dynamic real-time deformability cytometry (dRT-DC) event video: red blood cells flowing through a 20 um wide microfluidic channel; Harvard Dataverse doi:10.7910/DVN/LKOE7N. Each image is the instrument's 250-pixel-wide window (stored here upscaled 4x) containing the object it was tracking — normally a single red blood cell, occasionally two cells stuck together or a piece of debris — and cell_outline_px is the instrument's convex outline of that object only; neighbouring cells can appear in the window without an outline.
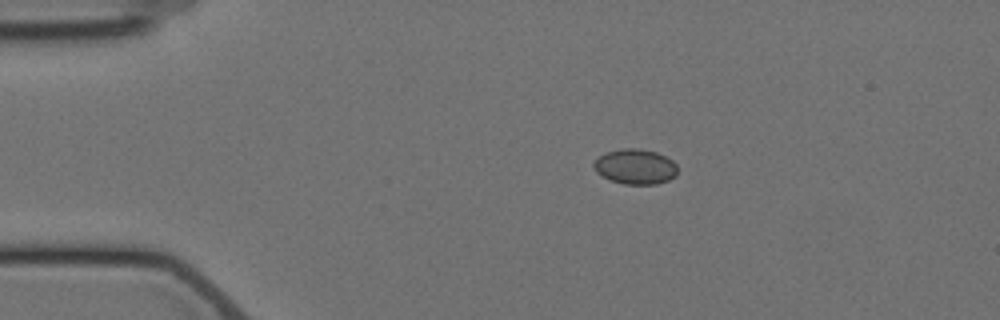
{"species": "Egyptian fruit bat (a non-hibernating species)", "species_latin": "Rousettus aegyptiacus", "temperature_condition": "cold", "stored_images_in_passage": 4, "camera_frame_rate_fps": 3000, "um_per_image_px": 0.085, "animal": {"sex": "female"}, "frame": {"image": 1, "passage_image": 1, "time_ms": 0.0, "image_size_px": [1000, 320], "cell_outline_px": [[676, 176], [668, 180], [656, 184], [624, 184], [612, 180], [596, 172], [592, 164], [604, 152], [620, 148], [640, 148], [656, 152], [672, 160], [676, 164]], "centroid_in_image_um": [53.99, 14.15], "position_along_channel_um": 31.0, "area_um2": 17.11}}
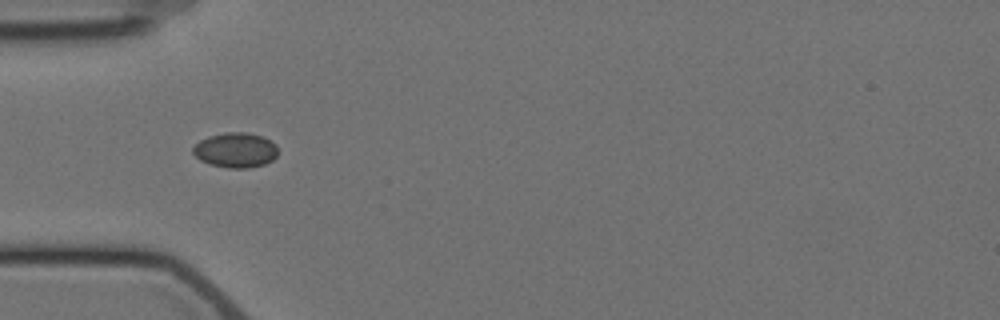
{"frame": {"image": 2, "passage_image": 3, "time_ms": 2.333, "image_size_px": [1000, 320], "cell_outline_px": [[276, 156], [272, 160], [264, 164], [248, 168], [228, 168], [212, 164], [200, 160], [192, 152], [192, 148], [200, 140], [208, 136], [224, 132], [248, 132], [260, 136], [276, 144]], "centroid_in_image_um": [20.0, 12.75], "position_along_channel_um": 65.0, "area_um2": 17.17}}
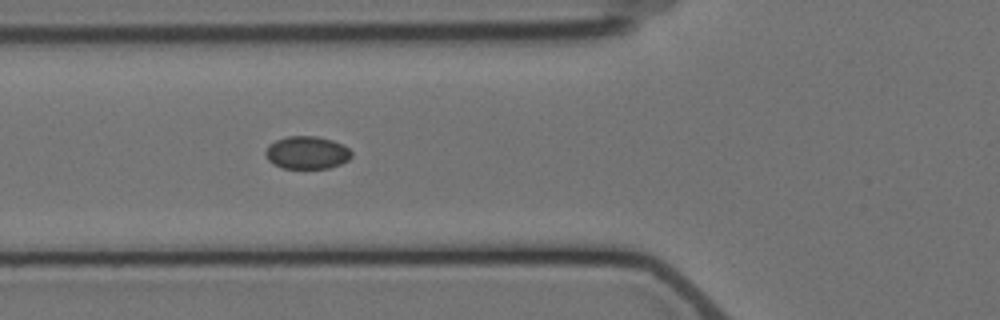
{"frame": {"image": 3, "passage_image": 4, "time_ms": 3.333, "image_size_px": [1000, 320], "cell_outline_px": [[352, 156], [348, 160], [340, 164], [328, 168], [284, 168], [272, 164], [268, 160], [264, 152], [268, 144], [276, 140], [288, 136], [316, 136], [332, 140], [348, 148], [352, 152]], "centroid_in_image_um": [26.06, 12.97], "position_along_channel_um": 99.7, "area_um2": 16.42}}